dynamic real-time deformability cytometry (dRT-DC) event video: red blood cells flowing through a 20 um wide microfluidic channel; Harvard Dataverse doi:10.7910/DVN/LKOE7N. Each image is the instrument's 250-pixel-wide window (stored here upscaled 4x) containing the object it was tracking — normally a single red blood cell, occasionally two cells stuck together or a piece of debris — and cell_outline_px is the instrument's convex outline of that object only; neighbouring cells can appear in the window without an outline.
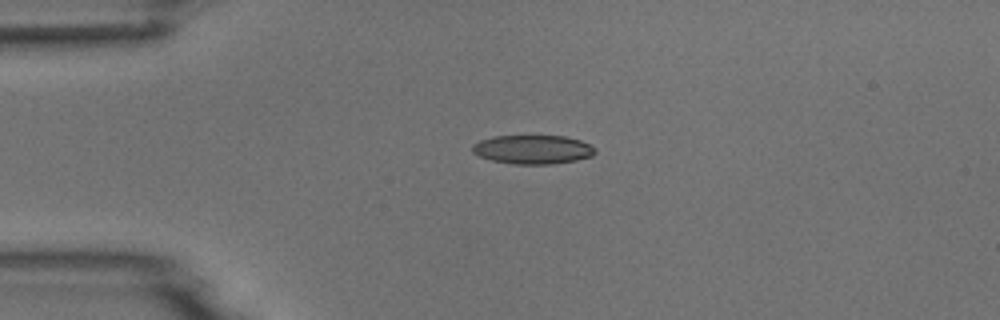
{"species": "common noctule bat (a hibernating species)", "species_latin": "Nyctalus noctula", "temperature_condition": "room temperature", "stored_images_in_passage": 4, "camera_frame_rate_fps": 3000, "um_per_image_px": 0.085, "animal": {"sex": "male", "body_mass_g": 18.8}, "frame": {"image": 1, "passage_image": 3, "time_ms": 3.333, "image_size_px": [1000, 320], "cell_outline_px": [[596, 152], [592, 156], [576, 160], [552, 164], [512, 164], [492, 160], [480, 156], [472, 152], [472, 144], [480, 140], [492, 136], [564, 136], [580, 140], [596, 148]], "centroid_in_image_um": [45.28, 12.7], "position_along_channel_um": 39.7, "area_um2": 20.69}}